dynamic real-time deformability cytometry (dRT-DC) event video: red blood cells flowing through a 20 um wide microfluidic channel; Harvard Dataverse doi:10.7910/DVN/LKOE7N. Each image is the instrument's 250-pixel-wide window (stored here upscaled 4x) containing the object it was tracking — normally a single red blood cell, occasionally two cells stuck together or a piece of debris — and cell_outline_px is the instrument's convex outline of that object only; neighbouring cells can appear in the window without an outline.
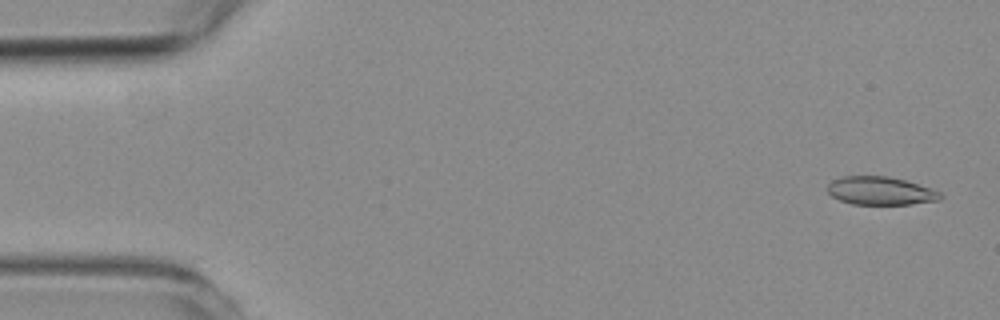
{"species": "common noctule bat (a hibernating species)", "species_latin": "Nyctalus noctula", "temperature_condition": "room temperature", "stored_images_in_passage": 57, "camera_frame_rate_fps": 3000, "um_per_image_px": 0.085, "animal": {"sex": "female", "body_mass_g": 19.3, "forearm_length_mm": 54.1}, "frame": {"image": 1, "passage_image": 2, "time_ms": 0.333, "image_size_px": [1000, 320], "cell_outline_px": [[944, 196], [940, 200], [912, 204], [852, 204], [840, 200], [832, 196], [828, 192], [828, 184], [832, 180], [840, 176], [888, 176], [904, 180], [932, 188], [940, 192]], "centroid_in_image_um": [74.86, 16.22], "position_along_channel_um": 10.1, "area_um2": 18.61}}
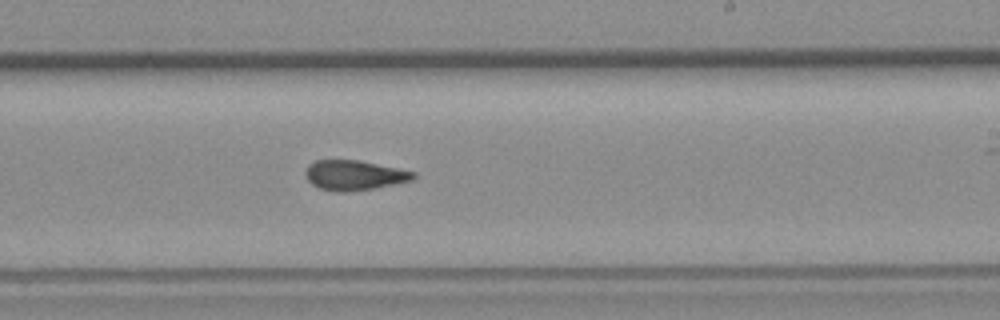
{"frame": {"image": 2, "passage_image": 33, "time_ms": 10.667, "image_size_px": [1000, 320], "cell_outline_px": [[416, 180], [376, 188], [344, 192], [332, 192], [320, 188], [312, 184], [308, 180], [304, 172], [308, 164], [316, 160], [356, 160], [416, 172]], "centroid_in_image_um": [30.12, 14.91], "position_along_channel_um": 258.9, "area_um2": 18.9}}
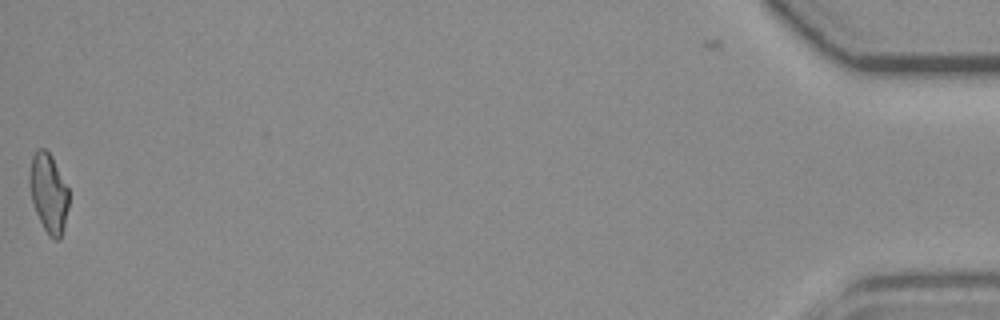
{"frame": {"image": 3, "passage_image": 56, "time_ms": 18.333, "image_size_px": [1000, 320], "cell_outline_px": [[68, 208], [60, 240], [56, 240], [48, 236], [36, 212], [32, 200], [28, 180], [28, 176], [32, 156], [36, 148], [44, 148], [52, 156], [68, 188]], "centroid_in_image_um": [4.11, 16.38], "position_along_channel_um": 431.1, "area_um2": 18.09}, "authors_computed_cell_mechanics": {"area_um2": 19.0162, "velocity_mm_per_s": 3.6353, "shape_relaxation_time_tau1_ms": null, "shape_relaxation_time_tau2_ms": 2.0106, "deformation_change_tau1": null, "deformation_change_tau2": 0.1008}}